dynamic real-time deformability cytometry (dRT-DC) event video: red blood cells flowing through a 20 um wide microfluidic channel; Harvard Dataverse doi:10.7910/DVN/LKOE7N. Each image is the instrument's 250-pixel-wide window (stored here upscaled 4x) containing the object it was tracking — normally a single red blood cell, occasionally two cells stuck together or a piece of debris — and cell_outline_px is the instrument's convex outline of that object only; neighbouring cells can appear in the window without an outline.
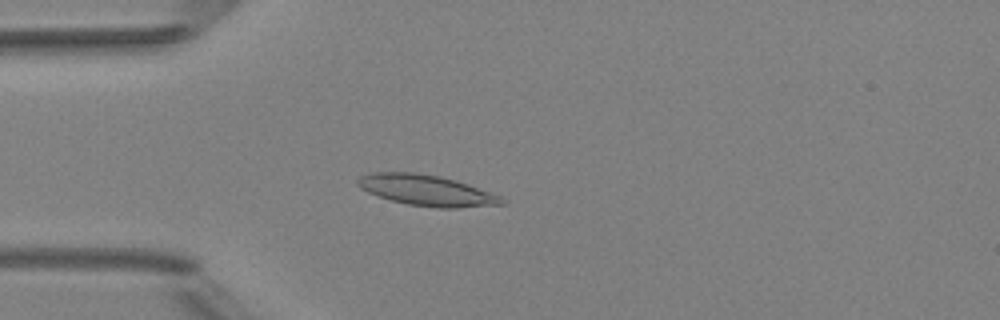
{"species": "Egyptian fruit bat (a non-hibernating species)", "species_latin": "Rousettus aegyptiacus", "temperature_condition": "room temperature", "stored_images_in_passage": 4, "camera_frame_rate_fps": 3000, "um_per_image_px": 0.085, "animal": {"sex": "female"}, "frame": {"image": 1, "passage_image": 4, "time_ms": 3.333, "image_size_px": [1000, 320], "cell_outline_px": [[508, 204], [456, 208], [440, 208], [408, 204], [392, 200], [368, 192], [360, 188], [356, 184], [356, 180], [360, 176], [372, 172], [412, 172], [440, 176], [456, 180], [468, 184], [500, 196], [508, 200]], "centroid_in_image_um": [36.29, 16.18], "position_along_channel_um": 48.7, "area_um2": 25.89}}